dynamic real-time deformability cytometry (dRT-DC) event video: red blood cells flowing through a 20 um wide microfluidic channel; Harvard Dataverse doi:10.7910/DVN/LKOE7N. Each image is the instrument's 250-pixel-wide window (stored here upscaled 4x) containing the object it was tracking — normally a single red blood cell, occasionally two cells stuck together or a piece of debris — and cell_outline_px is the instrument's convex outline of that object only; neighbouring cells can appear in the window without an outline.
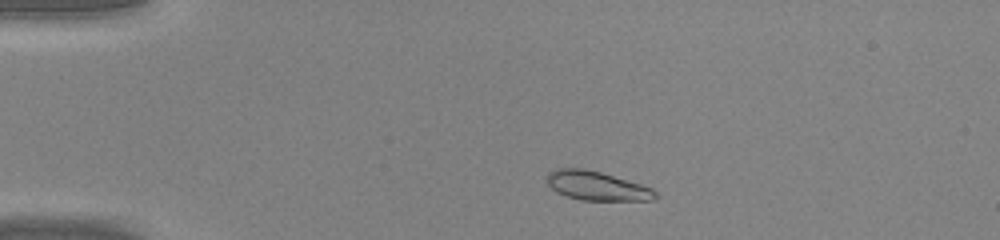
{"species": "common noctule bat (a hibernating species)", "species_latin": "Nyctalus noctula", "temperature_condition": "warm", "stored_images_in_passage": 40, "camera_frame_rate_fps": 3000, "um_per_image_px": 0.085, "animal": {"sex": "male", "body_mass_g": 20.0, "forearm_length_mm": 53.3}, "frame": {"image": 1, "passage_image": 4, "time_ms": 1.0, "image_size_px": [1000, 240], "cell_outline_px": [[660, 196], [652, 200], [580, 200], [556, 192], [548, 184], [548, 172], [556, 168], [584, 168], [600, 172], [640, 184], [652, 188]], "centroid_in_image_um": [50.73, 15.8], "position_along_channel_um": 34.3, "area_um2": 18.21}}
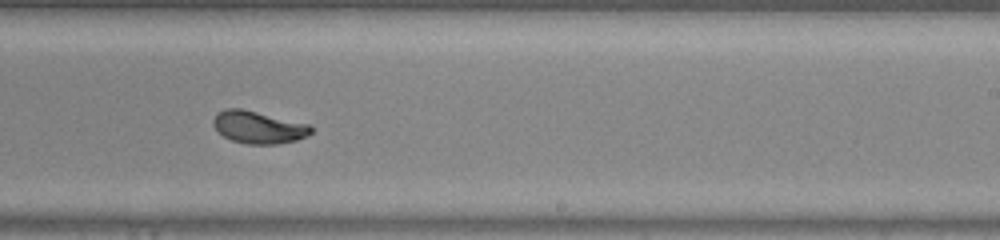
{"frame": {"image": 2, "passage_image": 23, "time_ms": 7.333, "image_size_px": [1000, 240], "cell_outline_px": [[312, 132], [296, 140], [276, 144], [248, 144], [232, 140], [224, 136], [212, 124], [212, 120], [216, 112], [228, 108], [240, 108], [308, 124], [312, 128]], "centroid_in_image_um": [21.92, 10.81], "position_along_channel_um": 267.1, "area_um2": 18.15}}
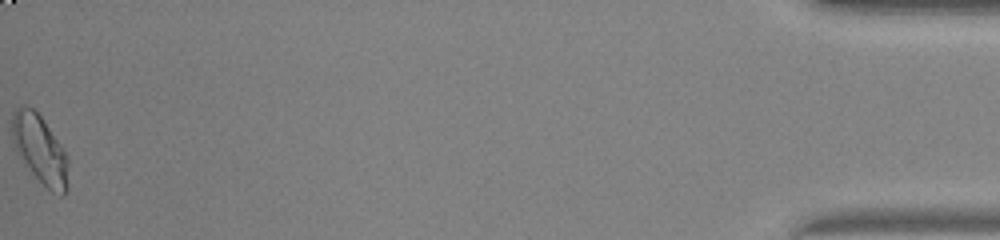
{"frame": {"image": 3, "passage_image": 40, "time_ms": 13.0, "image_size_px": [1000, 240], "cell_outline_px": [[68, 188], [64, 196], [60, 196], [52, 192], [32, 172], [16, 152], [12, 140], [12, 112], [16, 108], [24, 104], [28, 104], [40, 116], [60, 144], [68, 156]], "centroid_in_image_um": [3.4, 12.7], "position_along_channel_um": 431.8, "area_um2": 22.37}}